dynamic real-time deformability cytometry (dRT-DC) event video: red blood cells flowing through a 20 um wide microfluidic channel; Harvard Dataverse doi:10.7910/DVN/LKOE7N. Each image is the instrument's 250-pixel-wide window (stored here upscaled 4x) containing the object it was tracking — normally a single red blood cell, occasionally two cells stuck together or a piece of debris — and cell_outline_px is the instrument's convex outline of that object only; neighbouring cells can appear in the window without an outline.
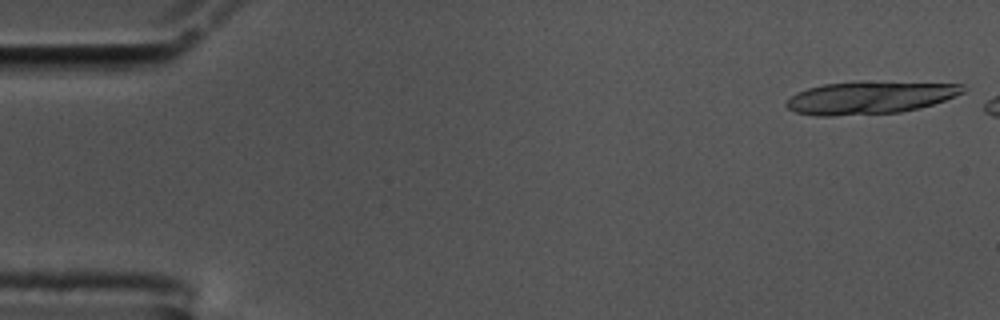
{"species": "common noctule bat (a hibernating species)", "species_latin": "Nyctalus noctula", "temperature_condition": "cold", "stored_images_in_passage": 18, "camera_frame_rate_fps": 3000, "um_per_image_px": 0.085, "animal": {"sex": "male", "body_mass_g": 17.5, "forearm_length_mm": 52.3}, "frame": {"image": 1, "passage_image": 1, "time_ms": 0.0, "image_size_px": [1000, 320], "cell_outline_px": [[964, 92], [944, 100], [920, 108], [900, 112], [832, 116], [816, 116], [796, 112], [788, 108], [784, 104], [796, 92], [808, 88], [824, 84], [964, 84]], "centroid_in_image_um": [73.86, 8.36], "position_along_channel_um": 11.1, "area_um2": 31.91}}